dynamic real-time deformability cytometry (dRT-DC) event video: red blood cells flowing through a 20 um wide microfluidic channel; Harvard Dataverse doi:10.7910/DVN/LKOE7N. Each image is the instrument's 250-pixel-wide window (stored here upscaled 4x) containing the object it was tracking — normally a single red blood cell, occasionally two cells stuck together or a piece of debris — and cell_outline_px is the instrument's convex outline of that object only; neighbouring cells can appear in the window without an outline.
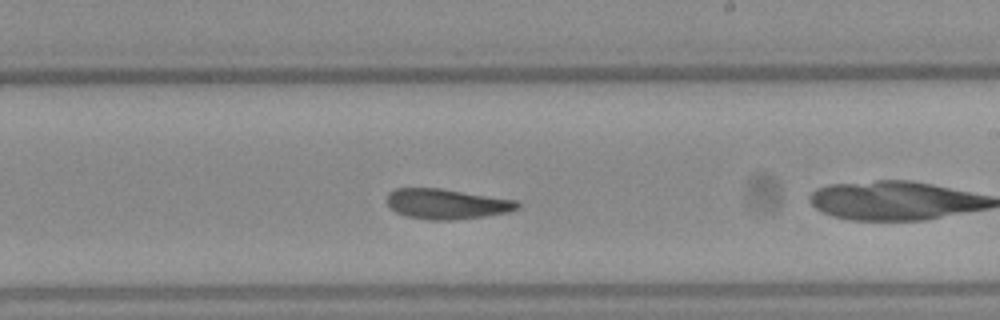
{"species": "Egyptian fruit bat (a non-hibernating species)", "species_latin": "Rousettus aegyptiacus", "temperature_condition": "warm", "stored_images_in_passage": 32, "camera_frame_rate_fps": 3000, "um_per_image_px": 0.085, "frame": {"image": 1, "passage_image": 13, "time_ms": 4.0, "image_size_px": [1000, 320], "cell_outline_px": [[520, 208], [508, 212], [484, 216], [452, 220], [428, 220], [408, 216], [396, 212], [388, 204], [388, 192], [396, 188], [440, 188], [516, 200], [520, 204]], "centroid_in_image_um": [37.98, 17.33], "position_along_channel_um": 251.0, "area_um2": 22.83}}
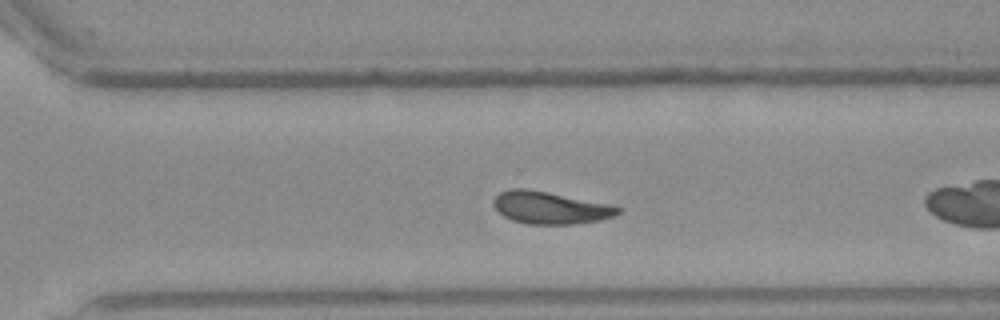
{"frame": {"image": 2, "passage_image": 18, "time_ms": 5.667, "image_size_px": [1000, 320], "cell_outline_px": [[624, 208], [616, 216], [600, 220], [572, 224], [528, 224], [512, 220], [504, 216], [492, 204], [492, 200], [500, 192], [512, 188], [524, 188], [548, 192], [616, 204]], "centroid_in_image_um": [46.85, 17.65], "position_along_channel_um": 323.7, "area_um2": 23.81}}